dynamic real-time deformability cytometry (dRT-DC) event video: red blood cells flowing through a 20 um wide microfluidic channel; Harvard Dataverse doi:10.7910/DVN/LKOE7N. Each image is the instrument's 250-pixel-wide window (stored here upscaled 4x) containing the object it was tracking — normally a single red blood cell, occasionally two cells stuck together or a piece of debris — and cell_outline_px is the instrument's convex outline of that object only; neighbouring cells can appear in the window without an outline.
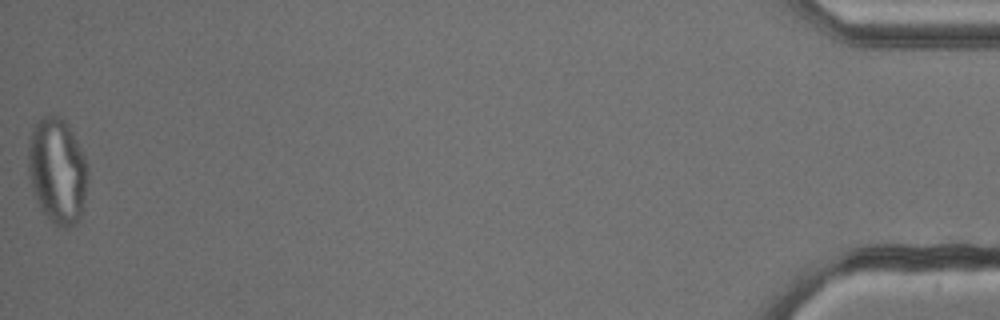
{"species": "common noctule bat (a hibernating species)", "species_latin": "Nyctalus noctula", "temperature_condition": "cold", "stored_images_in_passage": 53, "camera_frame_rate_fps": 3000, "um_per_image_px": 0.085, "animal": {"sex": "male", "body_mass_g": 13.3}, "frame": {"image": 1, "passage_image": 53, "time_ms": 17.333, "image_size_px": [1000, 320], "cell_outline_px": [[88, 180], [80, 220], [76, 224], [68, 228], [64, 228], [56, 224], [40, 208], [32, 188], [28, 172], [28, 144], [32, 128], [44, 116], [60, 116], [68, 124], [88, 164]], "centroid_in_image_um": [4.89, 14.52], "position_along_channel_um": 430.3, "area_um2": 36.65}}